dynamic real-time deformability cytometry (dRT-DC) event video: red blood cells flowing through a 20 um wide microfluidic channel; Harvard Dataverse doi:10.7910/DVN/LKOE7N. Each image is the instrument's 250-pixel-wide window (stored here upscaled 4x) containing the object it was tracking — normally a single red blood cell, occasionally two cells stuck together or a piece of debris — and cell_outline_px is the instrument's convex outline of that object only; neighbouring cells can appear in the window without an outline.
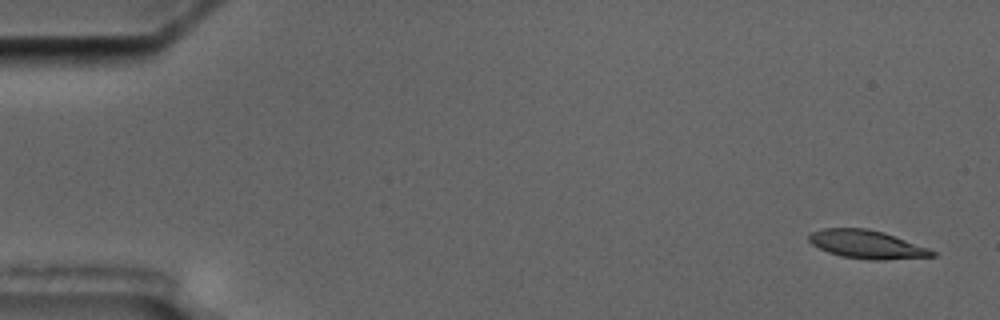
{"species": "common noctule bat (a hibernating species)", "species_latin": "Nyctalus noctula", "temperature_condition": "cold", "stored_images_in_passage": 12, "camera_frame_rate_fps": 3000, "um_per_image_px": 0.085, "animal": {"sex": "male", "body_mass_g": 17.5, "forearm_length_mm": 52.3}, "frame": {"image": 1, "passage_image": 1, "time_ms": 0.0, "image_size_px": [1000, 320], "cell_outline_px": [[936, 256], [880, 260], [872, 260], [840, 256], [828, 252], [812, 244], [808, 240], [808, 236], [812, 232], [824, 228], [864, 228], [884, 232], [928, 248], [936, 252]], "centroid_in_image_um": [73.67, 20.77], "position_along_channel_um": 11.3, "area_um2": 20.17}}
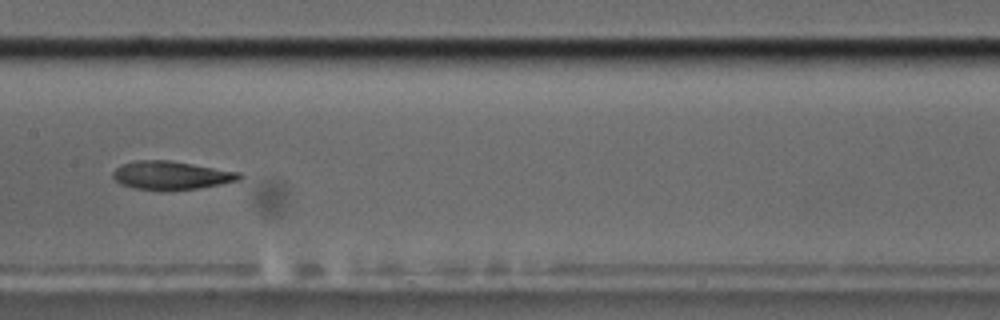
{"frame": {"image": 2, "passage_image": 6, "time_ms": 9.0, "image_size_px": [1000, 320], "cell_outline_px": [[244, 176], [240, 180], [200, 188], [164, 192], [160, 192], [136, 188], [120, 184], [112, 176], [112, 172], [116, 168], [124, 164], [140, 160], [168, 160], [240, 172]], "centroid_in_image_um": [14.57, 14.93], "position_along_channel_um": 192.8, "area_um2": 21.15}}
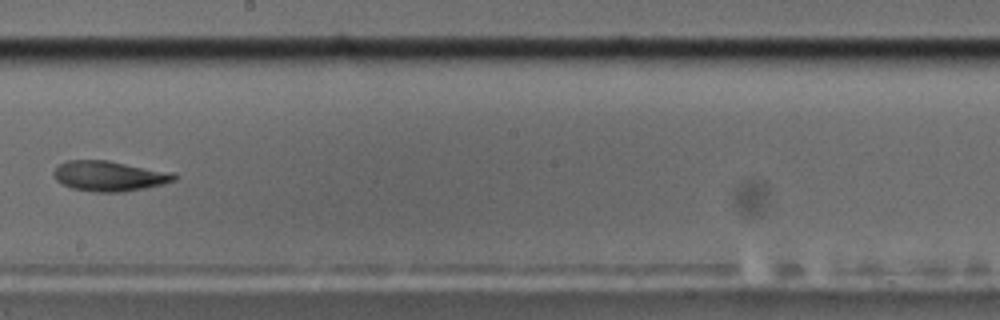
{"frame": {"image": 3, "passage_image": 7, "time_ms": 10.333, "image_size_px": [1000, 320], "cell_outline_px": [[180, 176], [176, 180], [144, 188], [124, 192], [96, 192], [72, 188], [56, 180], [52, 172], [60, 164], [68, 160], [108, 160], [172, 172]], "centroid_in_image_um": [9.31, 14.95], "position_along_channel_um": 238.9, "area_um2": 21.15}, "authors_computed_cell_mechanics": {"area_um2": 21.097, "velocity_mm_per_s": 3.4742, "shape_relaxation_time_tau1_ms": 9.3486, "shape_relaxation_time_tau2_ms": 8.3236, "deformation_change_tau1": 0.2426, "deformation_change_tau2": 0.161}}